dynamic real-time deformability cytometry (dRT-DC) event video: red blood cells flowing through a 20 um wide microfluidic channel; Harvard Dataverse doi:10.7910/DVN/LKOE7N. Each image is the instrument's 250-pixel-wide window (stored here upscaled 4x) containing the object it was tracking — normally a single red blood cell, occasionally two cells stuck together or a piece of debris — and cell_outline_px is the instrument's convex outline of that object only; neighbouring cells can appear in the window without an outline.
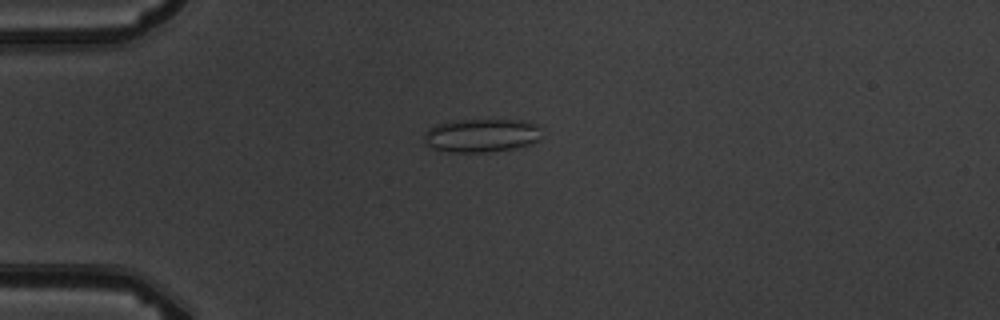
{"species": "common noctule bat (a hibernating species)", "species_latin": "Nyctalus noctula", "temperature_condition": "warm", "stored_images_in_passage": 8, "camera_frame_rate_fps": 3000, "um_per_image_px": 0.085, "animal": {"sex": "male", "body_mass_g": 19.5, "forearm_length_mm": 54.6}, "frame": {"image": 1, "passage_image": 4, "time_ms": 3.333, "image_size_px": [1000, 320], "cell_outline_px": [[540, 136], [536, 140], [528, 144], [516, 148], [488, 152], [452, 152], [432, 148], [424, 140], [424, 132], [428, 128], [436, 124], [448, 120], [520, 120], [536, 124], [540, 128]], "centroid_in_image_um": [40.88, 11.5], "position_along_channel_um": 44.1, "area_um2": 22.95}}
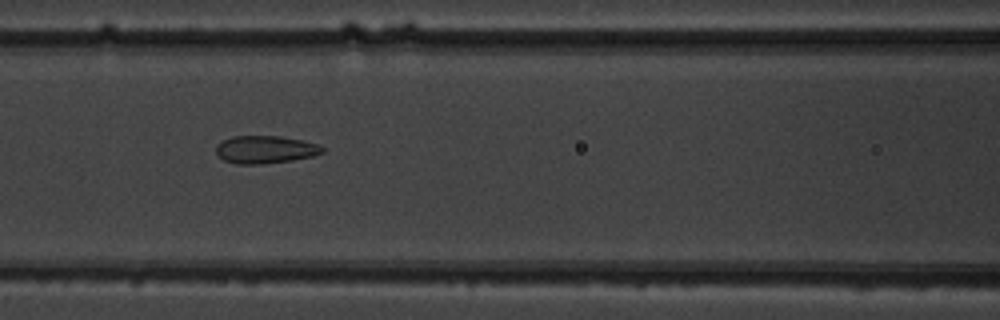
{"frame": {"image": 2, "passage_image": 7, "time_ms": 6.667, "image_size_px": [1000, 320], "cell_outline_px": [[324, 152], [312, 156], [292, 160], [260, 164], [236, 164], [224, 160], [216, 152], [216, 144], [232, 136], [280, 136], [320, 144], [324, 148]], "centroid_in_image_um": [22.55, 12.71], "position_along_channel_um": 144.0, "area_um2": 17.11}}
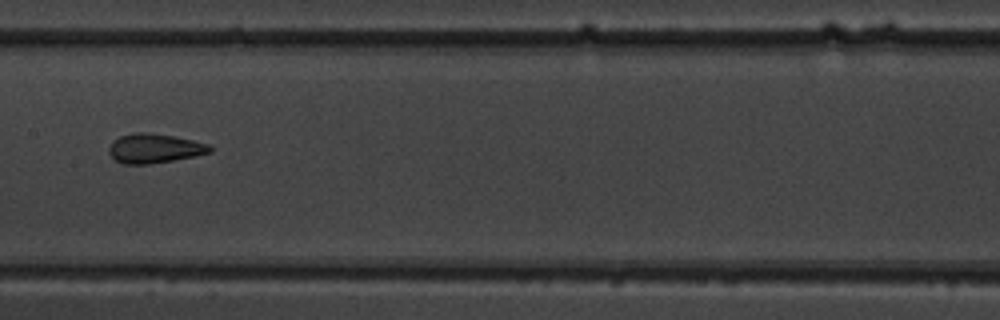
{"frame": {"image": 3, "passage_image": 8, "time_ms": 8.0, "image_size_px": [1000, 320], "cell_outline_px": [[212, 152], [196, 156], [148, 164], [124, 164], [116, 160], [108, 152], [108, 148], [112, 140], [120, 136], [132, 132], [144, 132], [172, 136], [192, 140], [208, 144], [212, 148]], "centroid_in_image_um": [13.1, 12.61], "position_along_channel_um": 194.3, "area_um2": 17.22}}